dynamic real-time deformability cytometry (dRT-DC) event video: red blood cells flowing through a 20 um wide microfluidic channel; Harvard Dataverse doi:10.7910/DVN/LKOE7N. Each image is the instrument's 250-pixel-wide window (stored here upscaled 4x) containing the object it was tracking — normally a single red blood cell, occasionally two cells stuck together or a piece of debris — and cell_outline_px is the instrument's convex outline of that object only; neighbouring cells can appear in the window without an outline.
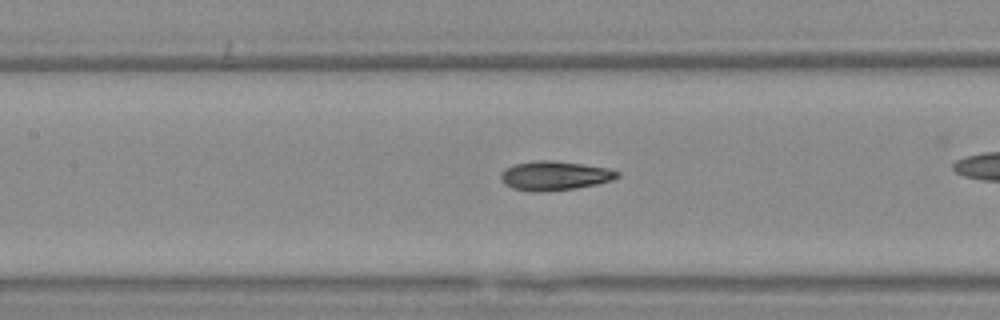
{"species": "Egyptian fruit bat (a non-hibernating species)", "species_latin": "Rousettus aegyptiacus", "temperature_condition": "warm", "stored_images_in_passage": 43, "camera_frame_rate_fps": 3000, "um_per_image_px": 0.085, "animal": {"sex": "female"}, "frame": {"image": 1, "passage_image": 25, "time_ms": 8.0, "image_size_px": [1000, 320], "cell_outline_px": [[620, 176], [612, 180], [596, 184], [576, 188], [540, 192], [532, 192], [512, 188], [504, 184], [500, 180], [500, 172], [504, 168], [512, 164], [536, 160], [552, 160], [608, 168], [620, 172]], "centroid_in_image_um": [47.08, 14.93], "position_along_channel_um": 160.3, "area_um2": 20.0}}